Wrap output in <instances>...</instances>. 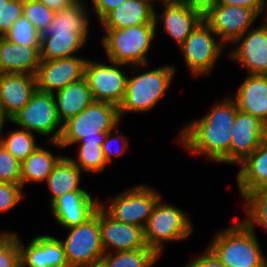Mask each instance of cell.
<instances>
[{
    "mask_svg": "<svg viewBox=\"0 0 267 267\" xmlns=\"http://www.w3.org/2000/svg\"><path fill=\"white\" fill-rule=\"evenodd\" d=\"M229 96L180 129L178 142L192 155L205 156L211 162L230 164L231 132L238 107Z\"/></svg>",
    "mask_w": 267,
    "mask_h": 267,
    "instance_id": "6da1fadb",
    "label": "cell"
},
{
    "mask_svg": "<svg viewBox=\"0 0 267 267\" xmlns=\"http://www.w3.org/2000/svg\"><path fill=\"white\" fill-rule=\"evenodd\" d=\"M120 121L116 105L93 101L78 115L63 123L58 142L50 141V143L61 150L76 143H98L102 145L106 134L115 129Z\"/></svg>",
    "mask_w": 267,
    "mask_h": 267,
    "instance_id": "7a4b0ae2",
    "label": "cell"
},
{
    "mask_svg": "<svg viewBox=\"0 0 267 267\" xmlns=\"http://www.w3.org/2000/svg\"><path fill=\"white\" fill-rule=\"evenodd\" d=\"M207 248L227 267H267L256 232L242 220L215 233Z\"/></svg>",
    "mask_w": 267,
    "mask_h": 267,
    "instance_id": "3957f363",
    "label": "cell"
},
{
    "mask_svg": "<svg viewBox=\"0 0 267 267\" xmlns=\"http://www.w3.org/2000/svg\"><path fill=\"white\" fill-rule=\"evenodd\" d=\"M146 66L134 65L133 76L127 78L124 99L118 106L120 119L130 112H149L171 87L176 75V67L167 64L142 74H136L140 68Z\"/></svg>",
    "mask_w": 267,
    "mask_h": 267,
    "instance_id": "277c9868",
    "label": "cell"
},
{
    "mask_svg": "<svg viewBox=\"0 0 267 267\" xmlns=\"http://www.w3.org/2000/svg\"><path fill=\"white\" fill-rule=\"evenodd\" d=\"M102 47L108 60L125 65H147V53L156 37L155 24L104 30Z\"/></svg>",
    "mask_w": 267,
    "mask_h": 267,
    "instance_id": "5b68a950",
    "label": "cell"
},
{
    "mask_svg": "<svg viewBox=\"0 0 267 267\" xmlns=\"http://www.w3.org/2000/svg\"><path fill=\"white\" fill-rule=\"evenodd\" d=\"M189 216L181 208L170 203H163L161 197L144 228L146 246L161 257L164 250L163 243L184 241L192 236L194 228Z\"/></svg>",
    "mask_w": 267,
    "mask_h": 267,
    "instance_id": "8992f818",
    "label": "cell"
},
{
    "mask_svg": "<svg viewBox=\"0 0 267 267\" xmlns=\"http://www.w3.org/2000/svg\"><path fill=\"white\" fill-rule=\"evenodd\" d=\"M68 236L62 239L69 267H99L105 254L101 244L99 208L86 222L67 228Z\"/></svg>",
    "mask_w": 267,
    "mask_h": 267,
    "instance_id": "52a82bcc",
    "label": "cell"
},
{
    "mask_svg": "<svg viewBox=\"0 0 267 267\" xmlns=\"http://www.w3.org/2000/svg\"><path fill=\"white\" fill-rule=\"evenodd\" d=\"M162 197L161 193L145 184L134 185L126 191L110 197L106 205L100 206L115 220L122 223L142 227L148 223L152 210L158 200Z\"/></svg>",
    "mask_w": 267,
    "mask_h": 267,
    "instance_id": "ba28073f",
    "label": "cell"
},
{
    "mask_svg": "<svg viewBox=\"0 0 267 267\" xmlns=\"http://www.w3.org/2000/svg\"><path fill=\"white\" fill-rule=\"evenodd\" d=\"M9 122L31 133L47 136L48 143L58 142L62 132V123L57 115L54 94L38 90Z\"/></svg>",
    "mask_w": 267,
    "mask_h": 267,
    "instance_id": "9c48e42d",
    "label": "cell"
},
{
    "mask_svg": "<svg viewBox=\"0 0 267 267\" xmlns=\"http://www.w3.org/2000/svg\"><path fill=\"white\" fill-rule=\"evenodd\" d=\"M203 20L179 46L191 76L210 75L226 45Z\"/></svg>",
    "mask_w": 267,
    "mask_h": 267,
    "instance_id": "30bf717a",
    "label": "cell"
},
{
    "mask_svg": "<svg viewBox=\"0 0 267 267\" xmlns=\"http://www.w3.org/2000/svg\"><path fill=\"white\" fill-rule=\"evenodd\" d=\"M204 21L227 46L249 30L260 15L244 6L217 4L214 0H201Z\"/></svg>",
    "mask_w": 267,
    "mask_h": 267,
    "instance_id": "8fae6325",
    "label": "cell"
},
{
    "mask_svg": "<svg viewBox=\"0 0 267 267\" xmlns=\"http://www.w3.org/2000/svg\"><path fill=\"white\" fill-rule=\"evenodd\" d=\"M108 62L110 65L87 59L84 78L94 101L108 102L118 107L124 99L128 75L123 72L125 64Z\"/></svg>",
    "mask_w": 267,
    "mask_h": 267,
    "instance_id": "7c38bea8",
    "label": "cell"
},
{
    "mask_svg": "<svg viewBox=\"0 0 267 267\" xmlns=\"http://www.w3.org/2000/svg\"><path fill=\"white\" fill-rule=\"evenodd\" d=\"M159 20L162 21L166 35L168 34L179 47L204 20L202 1L190 0L182 4L164 5L160 14L154 10L156 34Z\"/></svg>",
    "mask_w": 267,
    "mask_h": 267,
    "instance_id": "4fadbf2b",
    "label": "cell"
},
{
    "mask_svg": "<svg viewBox=\"0 0 267 267\" xmlns=\"http://www.w3.org/2000/svg\"><path fill=\"white\" fill-rule=\"evenodd\" d=\"M232 44V60L244 67L248 74L267 75V20L260 26L251 27Z\"/></svg>",
    "mask_w": 267,
    "mask_h": 267,
    "instance_id": "5bb4252c",
    "label": "cell"
},
{
    "mask_svg": "<svg viewBox=\"0 0 267 267\" xmlns=\"http://www.w3.org/2000/svg\"><path fill=\"white\" fill-rule=\"evenodd\" d=\"M87 59L73 56L51 60H41L36 73L37 90L52 93L84 77Z\"/></svg>",
    "mask_w": 267,
    "mask_h": 267,
    "instance_id": "9a60e30c",
    "label": "cell"
},
{
    "mask_svg": "<svg viewBox=\"0 0 267 267\" xmlns=\"http://www.w3.org/2000/svg\"><path fill=\"white\" fill-rule=\"evenodd\" d=\"M230 142V164L239 165L267 137V126L251 114L237 111Z\"/></svg>",
    "mask_w": 267,
    "mask_h": 267,
    "instance_id": "2e32d148",
    "label": "cell"
},
{
    "mask_svg": "<svg viewBox=\"0 0 267 267\" xmlns=\"http://www.w3.org/2000/svg\"><path fill=\"white\" fill-rule=\"evenodd\" d=\"M101 244L105 253L145 248L144 229L112 218L99 206Z\"/></svg>",
    "mask_w": 267,
    "mask_h": 267,
    "instance_id": "e0dca14e",
    "label": "cell"
},
{
    "mask_svg": "<svg viewBox=\"0 0 267 267\" xmlns=\"http://www.w3.org/2000/svg\"><path fill=\"white\" fill-rule=\"evenodd\" d=\"M19 238L21 267H69L61 240L51 235H38L26 247Z\"/></svg>",
    "mask_w": 267,
    "mask_h": 267,
    "instance_id": "ac0fdd59",
    "label": "cell"
},
{
    "mask_svg": "<svg viewBox=\"0 0 267 267\" xmlns=\"http://www.w3.org/2000/svg\"><path fill=\"white\" fill-rule=\"evenodd\" d=\"M100 203L87 191H73L56 199L50 209L55 221L67 229L86 222L95 214Z\"/></svg>",
    "mask_w": 267,
    "mask_h": 267,
    "instance_id": "d6986e66",
    "label": "cell"
},
{
    "mask_svg": "<svg viewBox=\"0 0 267 267\" xmlns=\"http://www.w3.org/2000/svg\"><path fill=\"white\" fill-rule=\"evenodd\" d=\"M37 90L36 76L21 73L0 74V104L10 120L31 99Z\"/></svg>",
    "mask_w": 267,
    "mask_h": 267,
    "instance_id": "ffe728a7",
    "label": "cell"
},
{
    "mask_svg": "<svg viewBox=\"0 0 267 267\" xmlns=\"http://www.w3.org/2000/svg\"><path fill=\"white\" fill-rule=\"evenodd\" d=\"M236 101L238 110L251 114L267 126V75L248 74L238 87Z\"/></svg>",
    "mask_w": 267,
    "mask_h": 267,
    "instance_id": "44dd1931",
    "label": "cell"
},
{
    "mask_svg": "<svg viewBox=\"0 0 267 267\" xmlns=\"http://www.w3.org/2000/svg\"><path fill=\"white\" fill-rule=\"evenodd\" d=\"M154 10L149 0H126L111 10L99 23L103 30L155 24Z\"/></svg>",
    "mask_w": 267,
    "mask_h": 267,
    "instance_id": "7402d4cb",
    "label": "cell"
},
{
    "mask_svg": "<svg viewBox=\"0 0 267 267\" xmlns=\"http://www.w3.org/2000/svg\"><path fill=\"white\" fill-rule=\"evenodd\" d=\"M40 58V46L12 43L3 38L0 43V74L21 73L36 75Z\"/></svg>",
    "mask_w": 267,
    "mask_h": 267,
    "instance_id": "603a6c76",
    "label": "cell"
},
{
    "mask_svg": "<svg viewBox=\"0 0 267 267\" xmlns=\"http://www.w3.org/2000/svg\"><path fill=\"white\" fill-rule=\"evenodd\" d=\"M237 188L243 198L251 191L267 187V137L239 165Z\"/></svg>",
    "mask_w": 267,
    "mask_h": 267,
    "instance_id": "cb8c5ba5",
    "label": "cell"
},
{
    "mask_svg": "<svg viewBox=\"0 0 267 267\" xmlns=\"http://www.w3.org/2000/svg\"><path fill=\"white\" fill-rule=\"evenodd\" d=\"M84 0L55 11L52 22L40 33V38L55 35H71V33H89L90 16L88 6Z\"/></svg>",
    "mask_w": 267,
    "mask_h": 267,
    "instance_id": "d4e9b609",
    "label": "cell"
},
{
    "mask_svg": "<svg viewBox=\"0 0 267 267\" xmlns=\"http://www.w3.org/2000/svg\"><path fill=\"white\" fill-rule=\"evenodd\" d=\"M54 97L57 115L62 124L78 115L94 101L84 77L55 92Z\"/></svg>",
    "mask_w": 267,
    "mask_h": 267,
    "instance_id": "484cf974",
    "label": "cell"
},
{
    "mask_svg": "<svg viewBox=\"0 0 267 267\" xmlns=\"http://www.w3.org/2000/svg\"><path fill=\"white\" fill-rule=\"evenodd\" d=\"M81 173V169L68 156H63L58 161L46 179L47 186L51 192L50 205L68 192L86 191L79 187L82 178Z\"/></svg>",
    "mask_w": 267,
    "mask_h": 267,
    "instance_id": "4316f807",
    "label": "cell"
},
{
    "mask_svg": "<svg viewBox=\"0 0 267 267\" xmlns=\"http://www.w3.org/2000/svg\"><path fill=\"white\" fill-rule=\"evenodd\" d=\"M64 155H54L50 150L38 146L21 163V186H26L29 182H45L53 167Z\"/></svg>",
    "mask_w": 267,
    "mask_h": 267,
    "instance_id": "83f0119b",
    "label": "cell"
},
{
    "mask_svg": "<svg viewBox=\"0 0 267 267\" xmlns=\"http://www.w3.org/2000/svg\"><path fill=\"white\" fill-rule=\"evenodd\" d=\"M90 33H71L40 38L41 60H51L77 56L86 44Z\"/></svg>",
    "mask_w": 267,
    "mask_h": 267,
    "instance_id": "f1b7e54d",
    "label": "cell"
},
{
    "mask_svg": "<svg viewBox=\"0 0 267 267\" xmlns=\"http://www.w3.org/2000/svg\"><path fill=\"white\" fill-rule=\"evenodd\" d=\"M159 257L148 246L135 250L113 251L102 256L99 267H153Z\"/></svg>",
    "mask_w": 267,
    "mask_h": 267,
    "instance_id": "f546056e",
    "label": "cell"
},
{
    "mask_svg": "<svg viewBox=\"0 0 267 267\" xmlns=\"http://www.w3.org/2000/svg\"><path fill=\"white\" fill-rule=\"evenodd\" d=\"M242 199L246 209L242 221L253 231L257 225L267 231V187L251 191Z\"/></svg>",
    "mask_w": 267,
    "mask_h": 267,
    "instance_id": "4dcf8cb0",
    "label": "cell"
},
{
    "mask_svg": "<svg viewBox=\"0 0 267 267\" xmlns=\"http://www.w3.org/2000/svg\"><path fill=\"white\" fill-rule=\"evenodd\" d=\"M6 136L0 132V143L20 162L22 163L37 147L36 137L23 128L11 130Z\"/></svg>",
    "mask_w": 267,
    "mask_h": 267,
    "instance_id": "1f68e13d",
    "label": "cell"
},
{
    "mask_svg": "<svg viewBox=\"0 0 267 267\" xmlns=\"http://www.w3.org/2000/svg\"><path fill=\"white\" fill-rule=\"evenodd\" d=\"M77 160L68 157L83 172H97L98 174L105 170L107 163L103 154L102 145L98 143L78 144Z\"/></svg>",
    "mask_w": 267,
    "mask_h": 267,
    "instance_id": "d6a6232c",
    "label": "cell"
},
{
    "mask_svg": "<svg viewBox=\"0 0 267 267\" xmlns=\"http://www.w3.org/2000/svg\"><path fill=\"white\" fill-rule=\"evenodd\" d=\"M4 38L18 45L40 46V33L24 15L14 22Z\"/></svg>",
    "mask_w": 267,
    "mask_h": 267,
    "instance_id": "836d02e7",
    "label": "cell"
},
{
    "mask_svg": "<svg viewBox=\"0 0 267 267\" xmlns=\"http://www.w3.org/2000/svg\"><path fill=\"white\" fill-rule=\"evenodd\" d=\"M23 15L41 33L52 22L54 11L40 1L24 2Z\"/></svg>",
    "mask_w": 267,
    "mask_h": 267,
    "instance_id": "e575fe53",
    "label": "cell"
},
{
    "mask_svg": "<svg viewBox=\"0 0 267 267\" xmlns=\"http://www.w3.org/2000/svg\"><path fill=\"white\" fill-rule=\"evenodd\" d=\"M19 237L9 231L0 239V267H21Z\"/></svg>",
    "mask_w": 267,
    "mask_h": 267,
    "instance_id": "d590c367",
    "label": "cell"
},
{
    "mask_svg": "<svg viewBox=\"0 0 267 267\" xmlns=\"http://www.w3.org/2000/svg\"><path fill=\"white\" fill-rule=\"evenodd\" d=\"M0 182L21 185V163L1 143Z\"/></svg>",
    "mask_w": 267,
    "mask_h": 267,
    "instance_id": "8d00e7d4",
    "label": "cell"
},
{
    "mask_svg": "<svg viewBox=\"0 0 267 267\" xmlns=\"http://www.w3.org/2000/svg\"><path fill=\"white\" fill-rule=\"evenodd\" d=\"M22 0H4L0 9V34H5L12 28L14 22L23 15Z\"/></svg>",
    "mask_w": 267,
    "mask_h": 267,
    "instance_id": "74e56055",
    "label": "cell"
},
{
    "mask_svg": "<svg viewBox=\"0 0 267 267\" xmlns=\"http://www.w3.org/2000/svg\"><path fill=\"white\" fill-rule=\"evenodd\" d=\"M119 125L120 124H118L115 129L109 131L106 134L105 141L102 144L103 154H104L106 163L108 165L112 164V159H113L114 155L117 157L123 155L127 151V147L129 145L128 144L129 140L127 138H124L123 132L119 131V127H120ZM115 131H117V132L112 136V134ZM119 132H120V134H119ZM118 142L120 143V148L117 149V147H116V149H115L114 143L116 144Z\"/></svg>",
    "mask_w": 267,
    "mask_h": 267,
    "instance_id": "f35d334b",
    "label": "cell"
},
{
    "mask_svg": "<svg viewBox=\"0 0 267 267\" xmlns=\"http://www.w3.org/2000/svg\"><path fill=\"white\" fill-rule=\"evenodd\" d=\"M25 194L20 184L0 182V213H5L18 205Z\"/></svg>",
    "mask_w": 267,
    "mask_h": 267,
    "instance_id": "ab89813d",
    "label": "cell"
},
{
    "mask_svg": "<svg viewBox=\"0 0 267 267\" xmlns=\"http://www.w3.org/2000/svg\"><path fill=\"white\" fill-rule=\"evenodd\" d=\"M183 267H227L208 248Z\"/></svg>",
    "mask_w": 267,
    "mask_h": 267,
    "instance_id": "60d3db41",
    "label": "cell"
},
{
    "mask_svg": "<svg viewBox=\"0 0 267 267\" xmlns=\"http://www.w3.org/2000/svg\"><path fill=\"white\" fill-rule=\"evenodd\" d=\"M217 4L230 6H244L255 10L260 16H266L267 2L266 0H214ZM262 14V15H261Z\"/></svg>",
    "mask_w": 267,
    "mask_h": 267,
    "instance_id": "b9f144b4",
    "label": "cell"
},
{
    "mask_svg": "<svg viewBox=\"0 0 267 267\" xmlns=\"http://www.w3.org/2000/svg\"><path fill=\"white\" fill-rule=\"evenodd\" d=\"M93 4L92 8L94 14L97 15V19L100 22L111 10L120 6L126 0H90Z\"/></svg>",
    "mask_w": 267,
    "mask_h": 267,
    "instance_id": "7bdbcfd3",
    "label": "cell"
},
{
    "mask_svg": "<svg viewBox=\"0 0 267 267\" xmlns=\"http://www.w3.org/2000/svg\"><path fill=\"white\" fill-rule=\"evenodd\" d=\"M78 0H40L41 3L45 4L49 9L55 11H61L75 4Z\"/></svg>",
    "mask_w": 267,
    "mask_h": 267,
    "instance_id": "ee69618b",
    "label": "cell"
},
{
    "mask_svg": "<svg viewBox=\"0 0 267 267\" xmlns=\"http://www.w3.org/2000/svg\"><path fill=\"white\" fill-rule=\"evenodd\" d=\"M150 2H151V4H152V6L154 7V8H156L155 6H154V3L153 2H160L161 1V3L163 4V6L164 5H176V4H182V3H185V2H187V1H190V0H149Z\"/></svg>",
    "mask_w": 267,
    "mask_h": 267,
    "instance_id": "f6af8a7d",
    "label": "cell"
},
{
    "mask_svg": "<svg viewBox=\"0 0 267 267\" xmlns=\"http://www.w3.org/2000/svg\"><path fill=\"white\" fill-rule=\"evenodd\" d=\"M9 122V119L5 116L1 104H0V132L3 131L4 123Z\"/></svg>",
    "mask_w": 267,
    "mask_h": 267,
    "instance_id": "bcb514c9",
    "label": "cell"
},
{
    "mask_svg": "<svg viewBox=\"0 0 267 267\" xmlns=\"http://www.w3.org/2000/svg\"><path fill=\"white\" fill-rule=\"evenodd\" d=\"M3 4H4V0H0V9L2 8Z\"/></svg>",
    "mask_w": 267,
    "mask_h": 267,
    "instance_id": "7dc6e473",
    "label": "cell"
},
{
    "mask_svg": "<svg viewBox=\"0 0 267 267\" xmlns=\"http://www.w3.org/2000/svg\"><path fill=\"white\" fill-rule=\"evenodd\" d=\"M7 232L0 233V239L6 234Z\"/></svg>",
    "mask_w": 267,
    "mask_h": 267,
    "instance_id": "c3c4849f",
    "label": "cell"
},
{
    "mask_svg": "<svg viewBox=\"0 0 267 267\" xmlns=\"http://www.w3.org/2000/svg\"><path fill=\"white\" fill-rule=\"evenodd\" d=\"M23 2H28V1H40V0H22Z\"/></svg>",
    "mask_w": 267,
    "mask_h": 267,
    "instance_id": "681fc988",
    "label": "cell"
},
{
    "mask_svg": "<svg viewBox=\"0 0 267 267\" xmlns=\"http://www.w3.org/2000/svg\"><path fill=\"white\" fill-rule=\"evenodd\" d=\"M4 36L0 34V43L3 40Z\"/></svg>",
    "mask_w": 267,
    "mask_h": 267,
    "instance_id": "f907efd6",
    "label": "cell"
}]
</instances>
